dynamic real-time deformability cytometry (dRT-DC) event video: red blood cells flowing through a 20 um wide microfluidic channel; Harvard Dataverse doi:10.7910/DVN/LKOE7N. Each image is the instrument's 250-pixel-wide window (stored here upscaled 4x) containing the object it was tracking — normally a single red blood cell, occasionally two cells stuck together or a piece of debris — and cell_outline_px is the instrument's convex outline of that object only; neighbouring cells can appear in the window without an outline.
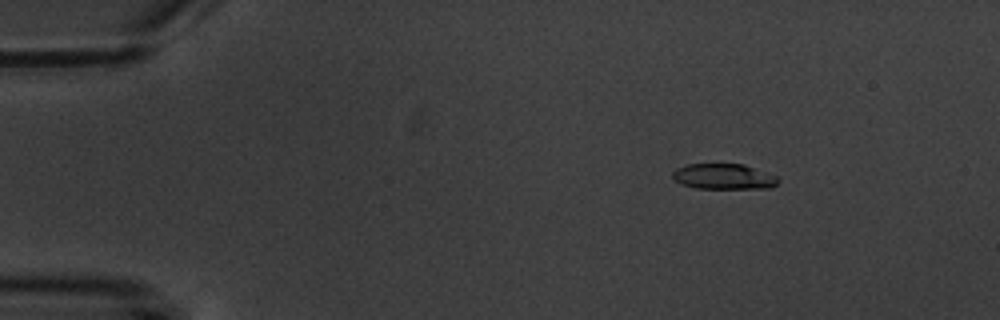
{"species": "common noctule bat (a hibernating species)", "species_latin": "Nyctalus noctula", "temperature_condition": "warm", "stored_images_in_passage": 9, "camera_frame_rate_fps": 3000, "um_per_image_px": 0.085, "animal": {"sex": "male", "body_mass_g": 20.1, "forearm_length_mm": 53.5}, "frame": {"image": 1, "passage_image": 3, "time_ms": 2.333, "image_size_px": [1000, 320], "cell_outline_px": [[780, 180], [772, 188], [696, 188], [680, 184], [672, 176], [672, 172], [676, 168], [688, 164], [744, 164], [776, 176]], "centroid_in_image_um": [61.51, 15.01], "position_along_channel_um": 23.5, "area_um2": 15.66}}
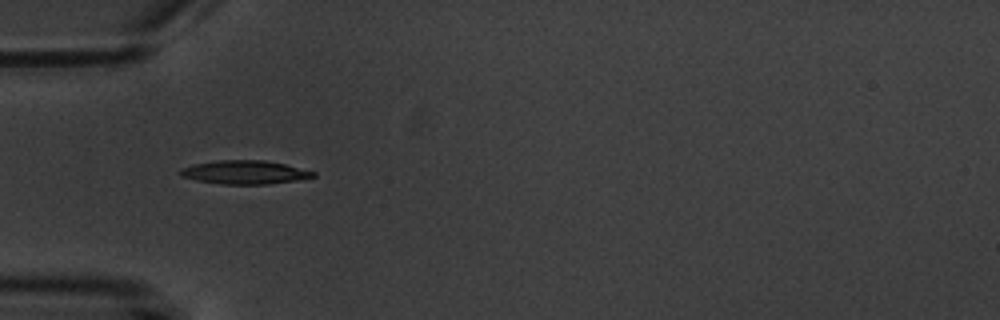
{"frame": {"image": 2, "passage_image": 6, "time_ms": 5.667, "image_size_px": [1000, 320], "cell_outline_px": [[316, 176], [300, 180], [268, 184], [220, 184], [196, 180], [180, 176], [180, 168], [192, 164], [216, 160], [264, 160], [284, 164], [316, 172]], "centroid_in_image_um": [20.78, 14.64], "position_along_channel_um": 64.2, "area_um2": 18.38}}
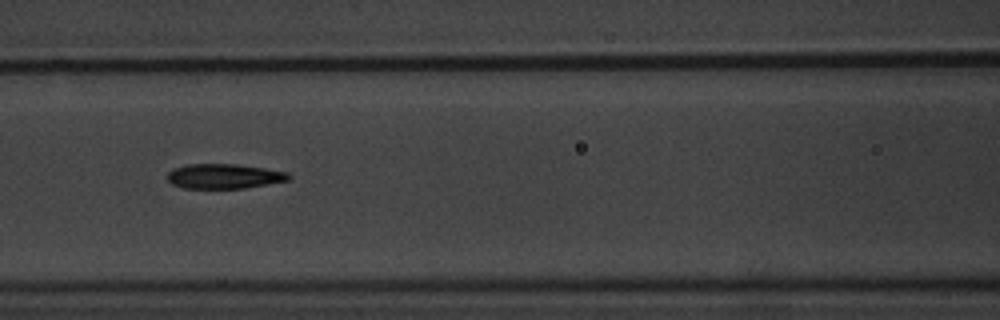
{"frame": {"image": 3, "passage_image": 8, "time_ms": 8.0, "image_size_px": [1000, 320], "cell_outline_px": [[292, 176], [288, 180], [244, 188], [184, 188], [172, 184], [168, 180], [168, 172], [172, 168], [184, 164], [236, 164], [264, 168], [288, 172]], "centroid_in_image_um": [19.02, 14.97], "position_along_channel_um": 147.6, "area_um2": 17.51}}